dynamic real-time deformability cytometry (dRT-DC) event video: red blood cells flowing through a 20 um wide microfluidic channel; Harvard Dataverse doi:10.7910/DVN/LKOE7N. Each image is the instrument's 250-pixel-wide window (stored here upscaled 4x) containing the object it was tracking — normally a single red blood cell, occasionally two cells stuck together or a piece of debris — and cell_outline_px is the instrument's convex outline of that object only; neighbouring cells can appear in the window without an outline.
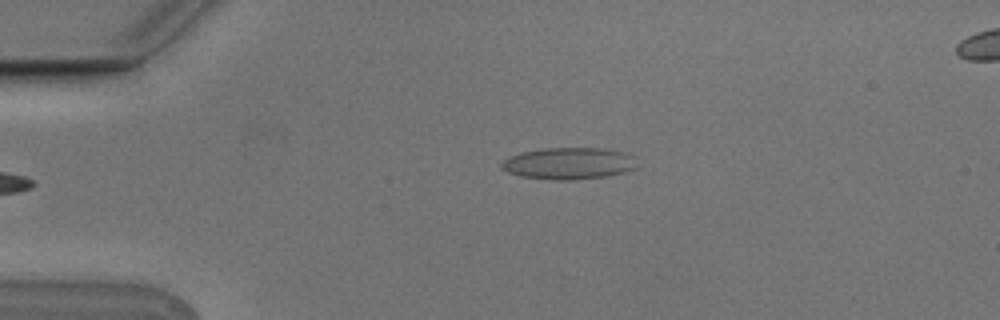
{"species": "Egyptian fruit bat (a non-hibernating species)", "species_latin": "Rousettus aegyptiacus", "temperature_condition": "cold", "stored_images_in_passage": 3, "camera_frame_rate_fps": 3000, "um_per_image_px": 0.085, "animal": {"sex": "male"}, "frame": {"image": 1, "passage_image": 3, "time_ms": 0.667, "image_size_px": [1000, 320], "cell_outline_px": [[636, 168], [624, 172], [604, 176], [572, 180], [552, 180], [520, 176], [508, 172], [500, 168], [500, 164], [508, 156], [520, 152], [540, 148], [604, 148], [628, 152], [636, 156]], "centroid_in_image_um": [48.35, 13.87], "position_along_channel_um": 36.7, "area_um2": 25.49}}